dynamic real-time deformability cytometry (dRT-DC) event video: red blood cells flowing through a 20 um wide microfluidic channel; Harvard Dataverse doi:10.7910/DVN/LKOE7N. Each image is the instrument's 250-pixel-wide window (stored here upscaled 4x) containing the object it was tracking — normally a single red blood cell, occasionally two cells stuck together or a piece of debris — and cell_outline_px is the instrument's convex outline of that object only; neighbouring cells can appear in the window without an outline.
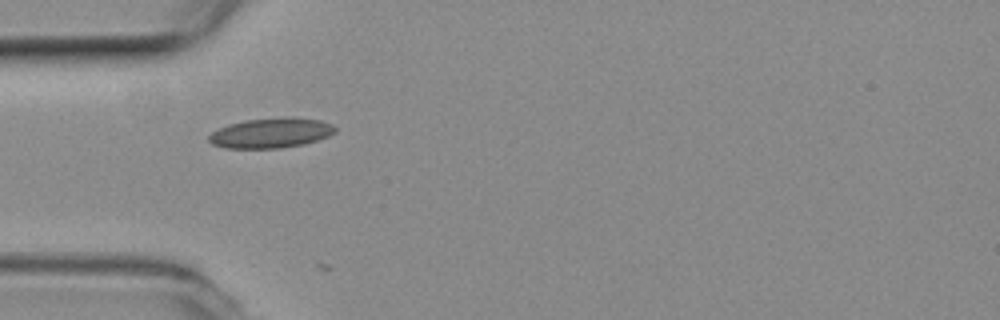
{"species": "common noctule bat (a hibernating species)", "species_latin": "Nyctalus noctula", "temperature_condition": "room temperature", "stored_images_in_passage": 6, "camera_frame_rate_fps": 3000, "um_per_image_px": 0.085, "animal": {"sex": "female", "body_mass_g": 19.3, "forearm_length_mm": 54.1}, "frame": {"image": 1, "passage_image": 5, "time_ms": 1.333, "image_size_px": [1000, 320], "cell_outline_px": [[336, 132], [328, 136], [304, 144], [280, 148], [224, 148], [212, 144], [208, 140], [208, 136], [212, 132], [228, 124], [244, 120], [284, 116], [292, 116], [320, 120], [332, 124], [336, 128]], "centroid_in_image_um": [23.03, 11.29], "position_along_channel_um": 62.0, "area_um2": 22.31}}
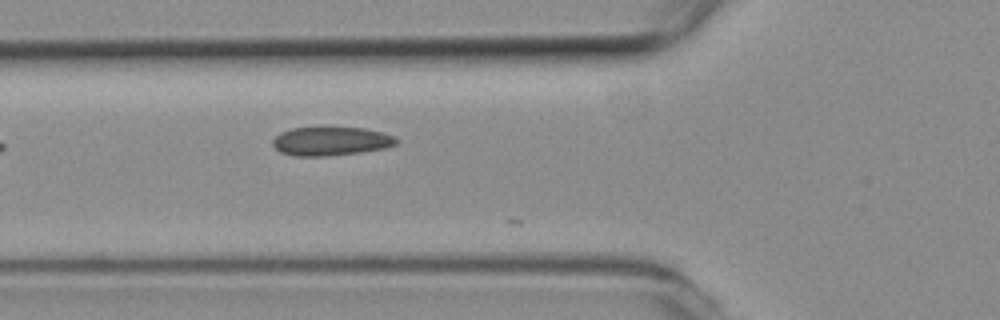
{"frame": {"image": 2, "passage_image": 6, "time_ms": 1.667, "image_size_px": [1000, 320], "cell_outline_px": [[400, 140], [396, 144], [384, 148], [360, 152], [324, 156], [296, 156], [280, 152], [272, 144], [272, 140], [280, 132], [292, 128], [364, 128], [396, 136]], "centroid_in_image_um": [28.13, 12.0], "position_along_channel_um": 97.7, "area_um2": 20.52}}